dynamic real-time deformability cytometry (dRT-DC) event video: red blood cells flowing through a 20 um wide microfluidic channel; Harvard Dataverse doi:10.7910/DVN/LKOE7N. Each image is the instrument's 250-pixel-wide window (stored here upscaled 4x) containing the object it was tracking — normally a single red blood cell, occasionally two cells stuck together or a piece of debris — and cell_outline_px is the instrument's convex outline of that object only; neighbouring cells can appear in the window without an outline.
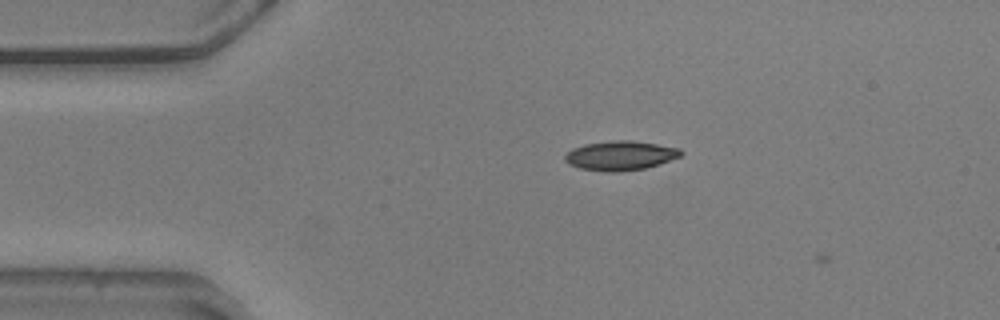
{"species": "common noctule bat (a hibernating species)", "species_latin": "Nyctalus noctula", "temperature_condition": "warm", "stored_images_in_passage": 5, "camera_frame_rate_fps": 3000, "um_per_image_px": 0.085, "animal": {"sex": "male", "body_mass_g": 20.5, "forearm_length_mm": 52.5}, "frame": {"image": 1, "passage_image": 4, "time_ms": 1.0, "image_size_px": [1000, 320], "cell_outline_px": [[684, 152], [680, 156], [660, 164], [644, 168], [616, 172], [604, 172], [580, 168], [568, 164], [564, 160], [564, 156], [572, 148], [584, 144], [612, 140], [632, 140], [680, 148]], "centroid_in_image_um": [52.71, 13.22], "position_along_channel_um": 32.3, "area_um2": 19.94}}